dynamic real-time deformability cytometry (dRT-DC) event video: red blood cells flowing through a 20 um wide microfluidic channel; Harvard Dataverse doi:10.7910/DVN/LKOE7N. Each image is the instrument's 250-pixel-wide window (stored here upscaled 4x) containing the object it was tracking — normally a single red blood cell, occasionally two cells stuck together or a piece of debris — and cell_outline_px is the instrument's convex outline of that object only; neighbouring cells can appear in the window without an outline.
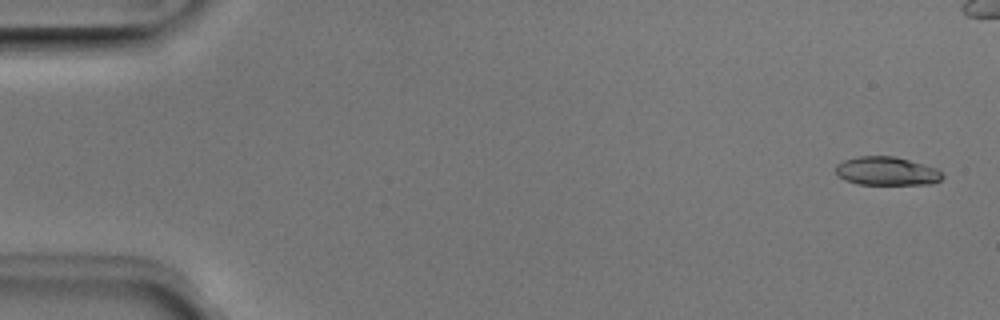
{"species": "Egyptian fruit bat (a non-hibernating species)", "species_latin": "Rousettus aegyptiacus", "temperature_condition": "room temperature", "stored_images_in_passage": 52, "camera_frame_rate_fps": 3000, "um_per_image_px": 0.085, "animal": {"sex": "male"}, "frame": {"image": 1, "passage_image": 2, "time_ms": 0.333, "image_size_px": [1000, 320], "cell_outline_px": [[944, 176], [940, 180], [932, 184], [860, 184], [844, 180], [836, 172], [836, 164], [844, 160], [860, 156], [896, 156], [936, 168]], "centroid_in_image_um": [75.37, 14.54], "position_along_channel_um": 9.6, "area_um2": 17.63}}
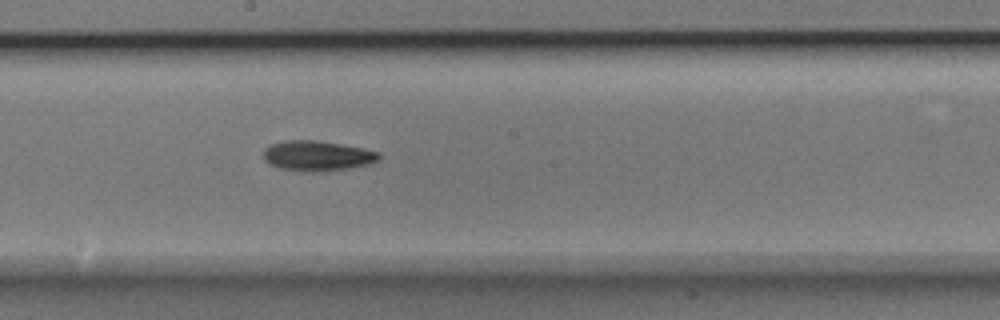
{"frame": {"image": 2, "passage_image": 28, "time_ms": 9.0, "image_size_px": [1000, 320], "cell_outline_px": [[380, 156], [376, 160], [368, 164], [348, 168], [312, 172], [308, 172], [280, 168], [268, 164], [264, 160], [264, 148], [272, 144], [284, 140], [316, 140], [340, 144], [380, 152]], "centroid_in_image_um": [26.91, 13.24], "position_along_channel_um": 221.3, "area_um2": 20.06}}
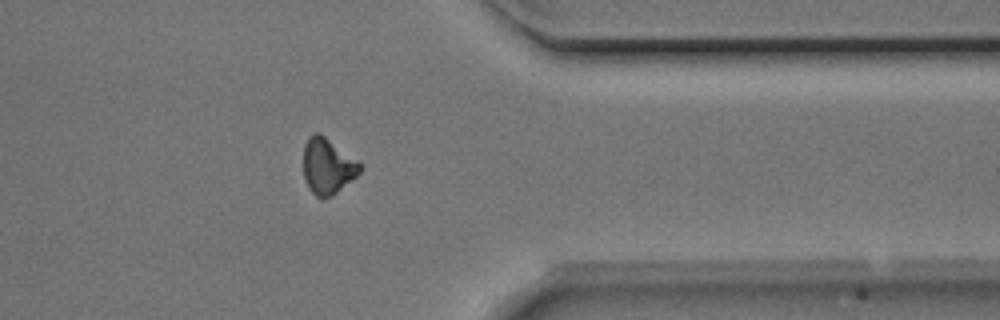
{"frame": {"image": 3, "passage_image": 41, "time_ms": 13.333, "image_size_px": [1000, 320], "cell_outline_px": [[360, 172], [352, 180], [332, 196], [316, 196], [308, 188], [304, 176], [304, 144], [308, 136], [316, 132], [320, 132], [360, 164]], "centroid_in_image_um": [27.81, 14.11], "position_along_channel_um": 383.6, "area_um2": 17.98}, "authors_computed_cell_mechanics": {"area_um2": 18.5249, "velocity_mm_per_s": 3.9937, "shape_relaxation_time_tau1_ms": 2.6012, "shape_relaxation_time_tau2_ms": null, "deformation_change_tau1": 0.1238, "deformation_change_tau2": null}}